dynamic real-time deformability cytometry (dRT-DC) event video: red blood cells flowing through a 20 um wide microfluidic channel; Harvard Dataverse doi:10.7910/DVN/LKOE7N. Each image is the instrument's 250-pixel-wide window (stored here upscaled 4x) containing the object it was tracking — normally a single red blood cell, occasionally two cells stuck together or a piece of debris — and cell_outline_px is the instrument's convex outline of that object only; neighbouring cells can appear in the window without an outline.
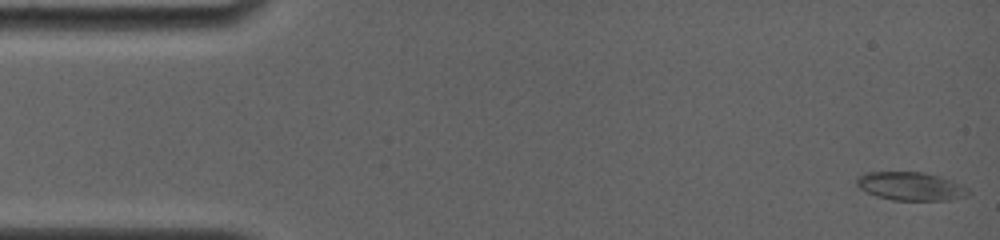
{"species": "common noctule bat (a hibernating species)", "species_latin": "Nyctalus noctula", "temperature_condition": "room temperature", "stored_images_in_passage": 66, "camera_frame_rate_fps": 4000, "um_per_image_px": 0.085, "animal": {"sex": "female", "body_mass_g": 19.0, "forearm_length_mm": 56.7}, "frame": {"image": 1, "passage_image": 1, "time_ms": 0.0, "image_size_px": [1000, 240], "cell_outline_px": [[972, 192], [968, 196], [944, 200], [892, 200], [876, 196], [860, 188], [856, 184], [856, 180], [864, 172], [924, 172], [940, 176], [952, 180], [968, 188]], "centroid_in_image_um": [77.44, 15.83], "position_along_channel_um": 7.6, "area_um2": 18.5}}
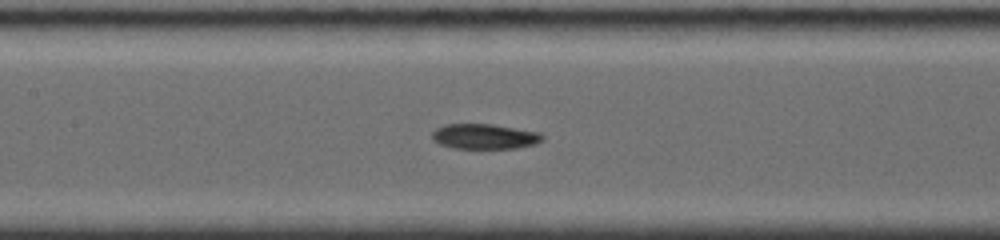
{"frame": {"image": 2, "passage_image": 30, "time_ms": 7.25, "image_size_px": [1000, 240], "cell_outline_px": [[544, 140], [536, 144], [516, 148], [452, 148], [440, 144], [432, 140], [432, 132], [436, 128], [444, 124], [492, 124], [540, 132], [544, 136]], "centroid_in_image_um": [41.19, 11.59], "position_along_channel_um": 166.2, "area_um2": 16.3}}
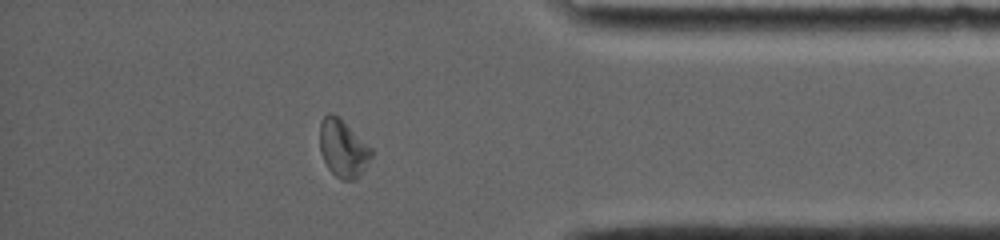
{"frame": {"image": 3, "passage_image": 57, "time_ms": 13.75, "image_size_px": [1000, 240], "cell_outline_px": [[372, 156], [356, 180], [340, 180], [328, 168], [320, 152], [320, 120], [328, 112], [332, 112], [340, 116], [372, 148]], "centroid_in_image_um": [29.14, 12.57], "position_along_channel_um": 406.1, "area_um2": 17.51}, "authors_computed_cell_mechanics": {"area_um2": 16.9354, "velocity_mm_per_s": 3.8716, "shape_relaxation_time_tau1_ms": null, "shape_relaxation_time_tau2_ms": 6.7904, "deformation_change_tau1": null, "deformation_change_tau2": 0.1065}}